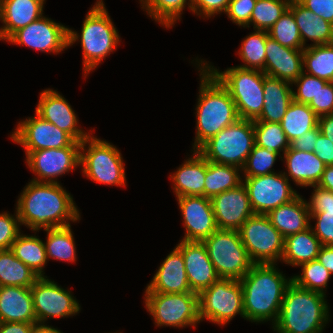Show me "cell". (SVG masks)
<instances>
[{"mask_svg":"<svg viewBox=\"0 0 333 333\" xmlns=\"http://www.w3.org/2000/svg\"><path fill=\"white\" fill-rule=\"evenodd\" d=\"M16 210L21 225L32 231L69 226V220H80L73 197L59 182L30 181L17 200Z\"/></svg>","mask_w":333,"mask_h":333,"instance_id":"1","label":"cell"},{"mask_svg":"<svg viewBox=\"0 0 333 333\" xmlns=\"http://www.w3.org/2000/svg\"><path fill=\"white\" fill-rule=\"evenodd\" d=\"M275 263L253 264L240 279L245 319L251 322L277 321L287 286L286 277Z\"/></svg>","mask_w":333,"mask_h":333,"instance_id":"2","label":"cell"},{"mask_svg":"<svg viewBox=\"0 0 333 333\" xmlns=\"http://www.w3.org/2000/svg\"><path fill=\"white\" fill-rule=\"evenodd\" d=\"M200 66V89L196 105V137L193 145L197 151L206 141L239 118L235 103L228 90L202 64Z\"/></svg>","mask_w":333,"mask_h":333,"instance_id":"3","label":"cell"},{"mask_svg":"<svg viewBox=\"0 0 333 333\" xmlns=\"http://www.w3.org/2000/svg\"><path fill=\"white\" fill-rule=\"evenodd\" d=\"M325 295L298 287L293 281L287 286L277 321L276 333H322L329 320Z\"/></svg>","mask_w":333,"mask_h":333,"instance_id":"4","label":"cell"},{"mask_svg":"<svg viewBox=\"0 0 333 333\" xmlns=\"http://www.w3.org/2000/svg\"><path fill=\"white\" fill-rule=\"evenodd\" d=\"M79 39L83 50V72L86 77L108 54L116 50L120 42L118 30L114 27L103 0H97L87 12L80 35L68 28V46Z\"/></svg>","mask_w":333,"mask_h":333,"instance_id":"5","label":"cell"},{"mask_svg":"<svg viewBox=\"0 0 333 333\" xmlns=\"http://www.w3.org/2000/svg\"><path fill=\"white\" fill-rule=\"evenodd\" d=\"M200 63L228 90L240 119L254 121L260 116L264 106L263 71L236 66L220 72L206 61Z\"/></svg>","mask_w":333,"mask_h":333,"instance_id":"6","label":"cell"},{"mask_svg":"<svg viewBox=\"0 0 333 333\" xmlns=\"http://www.w3.org/2000/svg\"><path fill=\"white\" fill-rule=\"evenodd\" d=\"M255 145L252 120L238 119L197 151L209 162L242 168Z\"/></svg>","mask_w":333,"mask_h":333,"instance_id":"7","label":"cell"},{"mask_svg":"<svg viewBox=\"0 0 333 333\" xmlns=\"http://www.w3.org/2000/svg\"><path fill=\"white\" fill-rule=\"evenodd\" d=\"M90 134L81 142L80 165L83 174L99 184L126 186L125 167L120 151L106 140Z\"/></svg>","mask_w":333,"mask_h":333,"instance_id":"8","label":"cell"},{"mask_svg":"<svg viewBox=\"0 0 333 333\" xmlns=\"http://www.w3.org/2000/svg\"><path fill=\"white\" fill-rule=\"evenodd\" d=\"M202 242L220 278L240 280L254 264L237 230L217 229Z\"/></svg>","mask_w":333,"mask_h":333,"instance_id":"9","label":"cell"},{"mask_svg":"<svg viewBox=\"0 0 333 333\" xmlns=\"http://www.w3.org/2000/svg\"><path fill=\"white\" fill-rule=\"evenodd\" d=\"M144 300L156 326L196 328V324L201 321L198 293L145 292Z\"/></svg>","mask_w":333,"mask_h":333,"instance_id":"10","label":"cell"},{"mask_svg":"<svg viewBox=\"0 0 333 333\" xmlns=\"http://www.w3.org/2000/svg\"><path fill=\"white\" fill-rule=\"evenodd\" d=\"M200 320L225 325L239 314L245 319L243 292L239 280L219 278L199 294Z\"/></svg>","mask_w":333,"mask_h":333,"instance_id":"11","label":"cell"},{"mask_svg":"<svg viewBox=\"0 0 333 333\" xmlns=\"http://www.w3.org/2000/svg\"><path fill=\"white\" fill-rule=\"evenodd\" d=\"M238 231L248 256L254 264L281 261L285 238L271 224L267 215H252Z\"/></svg>","mask_w":333,"mask_h":333,"instance_id":"12","label":"cell"},{"mask_svg":"<svg viewBox=\"0 0 333 333\" xmlns=\"http://www.w3.org/2000/svg\"><path fill=\"white\" fill-rule=\"evenodd\" d=\"M243 179L242 183L255 214L267 215L271 210L292 201L299 195L283 172L243 177Z\"/></svg>","mask_w":333,"mask_h":333,"instance_id":"13","label":"cell"},{"mask_svg":"<svg viewBox=\"0 0 333 333\" xmlns=\"http://www.w3.org/2000/svg\"><path fill=\"white\" fill-rule=\"evenodd\" d=\"M30 289L37 324H45L48 318L74 316L80 311L81 307L71 291L46 276L39 277Z\"/></svg>","mask_w":333,"mask_h":333,"instance_id":"14","label":"cell"},{"mask_svg":"<svg viewBox=\"0 0 333 333\" xmlns=\"http://www.w3.org/2000/svg\"><path fill=\"white\" fill-rule=\"evenodd\" d=\"M80 148L81 142L74 141L70 146L60 149L49 148L29 152L25 155L26 163L37 176L31 181L58 182L56 178L80 165Z\"/></svg>","mask_w":333,"mask_h":333,"instance_id":"15","label":"cell"},{"mask_svg":"<svg viewBox=\"0 0 333 333\" xmlns=\"http://www.w3.org/2000/svg\"><path fill=\"white\" fill-rule=\"evenodd\" d=\"M14 130L11 139L23 146L26 155L31 151L68 147L75 141L68 133L37 114L19 122Z\"/></svg>","mask_w":333,"mask_h":333,"instance_id":"16","label":"cell"},{"mask_svg":"<svg viewBox=\"0 0 333 333\" xmlns=\"http://www.w3.org/2000/svg\"><path fill=\"white\" fill-rule=\"evenodd\" d=\"M9 43L24 45L41 52L60 53L68 46V27L42 16L16 31Z\"/></svg>","mask_w":333,"mask_h":333,"instance_id":"17","label":"cell"},{"mask_svg":"<svg viewBox=\"0 0 333 333\" xmlns=\"http://www.w3.org/2000/svg\"><path fill=\"white\" fill-rule=\"evenodd\" d=\"M177 201L186 231L182 240L202 242L218 229L210 198L182 196Z\"/></svg>","mask_w":333,"mask_h":333,"instance_id":"18","label":"cell"},{"mask_svg":"<svg viewBox=\"0 0 333 333\" xmlns=\"http://www.w3.org/2000/svg\"><path fill=\"white\" fill-rule=\"evenodd\" d=\"M211 203L218 229L238 231L242 224L255 214L243 183L215 195L211 198Z\"/></svg>","mask_w":333,"mask_h":333,"instance_id":"19","label":"cell"},{"mask_svg":"<svg viewBox=\"0 0 333 333\" xmlns=\"http://www.w3.org/2000/svg\"><path fill=\"white\" fill-rule=\"evenodd\" d=\"M39 98L35 114L65 131L77 142H82L89 135L90 132L79 128L77 116L68 100L56 90L46 89Z\"/></svg>","mask_w":333,"mask_h":333,"instance_id":"20","label":"cell"},{"mask_svg":"<svg viewBox=\"0 0 333 333\" xmlns=\"http://www.w3.org/2000/svg\"><path fill=\"white\" fill-rule=\"evenodd\" d=\"M176 247L182 252L188 283L193 292L199 294L220 278L203 242L181 240Z\"/></svg>","mask_w":333,"mask_h":333,"instance_id":"21","label":"cell"},{"mask_svg":"<svg viewBox=\"0 0 333 333\" xmlns=\"http://www.w3.org/2000/svg\"><path fill=\"white\" fill-rule=\"evenodd\" d=\"M266 59L263 73L267 76L293 83L304 71L303 49L282 46L268 37L266 39Z\"/></svg>","mask_w":333,"mask_h":333,"instance_id":"22","label":"cell"},{"mask_svg":"<svg viewBox=\"0 0 333 333\" xmlns=\"http://www.w3.org/2000/svg\"><path fill=\"white\" fill-rule=\"evenodd\" d=\"M45 0H0V40L7 41L16 31L43 16Z\"/></svg>","mask_w":333,"mask_h":333,"instance_id":"23","label":"cell"},{"mask_svg":"<svg viewBox=\"0 0 333 333\" xmlns=\"http://www.w3.org/2000/svg\"><path fill=\"white\" fill-rule=\"evenodd\" d=\"M145 292H193L188 283L182 252L177 247L161 263Z\"/></svg>","mask_w":333,"mask_h":333,"instance_id":"24","label":"cell"},{"mask_svg":"<svg viewBox=\"0 0 333 333\" xmlns=\"http://www.w3.org/2000/svg\"><path fill=\"white\" fill-rule=\"evenodd\" d=\"M0 322L37 323L30 287L0 286Z\"/></svg>","mask_w":333,"mask_h":333,"instance_id":"25","label":"cell"},{"mask_svg":"<svg viewBox=\"0 0 333 333\" xmlns=\"http://www.w3.org/2000/svg\"><path fill=\"white\" fill-rule=\"evenodd\" d=\"M283 159L288 171L287 173L283 172V174L287 178L291 177L296 185L310 187L320 182L325 164L314 152H305L289 147L283 154Z\"/></svg>","mask_w":333,"mask_h":333,"instance_id":"26","label":"cell"},{"mask_svg":"<svg viewBox=\"0 0 333 333\" xmlns=\"http://www.w3.org/2000/svg\"><path fill=\"white\" fill-rule=\"evenodd\" d=\"M191 157L169 177L176 197H205L206 159L198 151H193Z\"/></svg>","mask_w":333,"mask_h":333,"instance_id":"27","label":"cell"},{"mask_svg":"<svg viewBox=\"0 0 333 333\" xmlns=\"http://www.w3.org/2000/svg\"><path fill=\"white\" fill-rule=\"evenodd\" d=\"M292 83L267 76L264 73V106L256 121L281 123L293 101Z\"/></svg>","mask_w":333,"mask_h":333,"instance_id":"28","label":"cell"},{"mask_svg":"<svg viewBox=\"0 0 333 333\" xmlns=\"http://www.w3.org/2000/svg\"><path fill=\"white\" fill-rule=\"evenodd\" d=\"M267 217L284 238L312 226L307 201L301 195L271 210Z\"/></svg>","mask_w":333,"mask_h":333,"instance_id":"29","label":"cell"},{"mask_svg":"<svg viewBox=\"0 0 333 333\" xmlns=\"http://www.w3.org/2000/svg\"><path fill=\"white\" fill-rule=\"evenodd\" d=\"M289 9L293 12L305 48L307 39L313 41L312 46L333 43V24L315 15L299 1H291Z\"/></svg>","mask_w":333,"mask_h":333,"instance_id":"30","label":"cell"},{"mask_svg":"<svg viewBox=\"0 0 333 333\" xmlns=\"http://www.w3.org/2000/svg\"><path fill=\"white\" fill-rule=\"evenodd\" d=\"M322 247L320 240L314 235L312 227L285 238L282 261L288 265L300 266L317 259Z\"/></svg>","mask_w":333,"mask_h":333,"instance_id":"31","label":"cell"},{"mask_svg":"<svg viewBox=\"0 0 333 333\" xmlns=\"http://www.w3.org/2000/svg\"><path fill=\"white\" fill-rule=\"evenodd\" d=\"M10 250L15 257L27 265L39 277H44L43 269L47 264L44 242L37 236L19 234Z\"/></svg>","mask_w":333,"mask_h":333,"instance_id":"32","label":"cell"},{"mask_svg":"<svg viewBox=\"0 0 333 333\" xmlns=\"http://www.w3.org/2000/svg\"><path fill=\"white\" fill-rule=\"evenodd\" d=\"M289 142L318 126V116L308 104L292 101L281 121Z\"/></svg>","mask_w":333,"mask_h":333,"instance_id":"33","label":"cell"},{"mask_svg":"<svg viewBox=\"0 0 333 333\" xmlns=\"http://www.w3.org/2000/svg\"><path fill=\"white\" fill-rule=\"evenodd\" d=\"M239 171L242 172L241 168L206 160L205 197L211 199L242 184L243 176H240Z\"/></svg>","mask_w":333,"mask_h":333,"instance_id":"34","label":"cell"},{"mask_svg":"<svg viewBox=\"0 0 333 333\" xmlns=\"http://www.w3.org/2000/svg\"><path fill=\"white\" fill-rule=\"evenodd\" d=\"M38 278L10 249L0 250V286L31 287Z\"/></svg>","mask_w":333,"mask_h":333,"instance_id":"35","label":"cell"},{"mask_svg":"<svg viewBox=\"0 0 333 333\" xmlns=\"http://www.w3.org/2000/svg\"><path fill=\"white\" fill-rule=\"evenodd\" d=\"M308 75L333 82V43L308 45L303 49V67Z\"/></svg>","mask_w":333,"mask_h":333,"instance_id":"36","label":"cell"},{"mask_svg":"<svg viewBox=\"0 0 333 333\" xmlns=\"http://www.w3.org/2000/svg\"><path fill=\"white\" fill-rule=\"evenodd\" d=\"M44 231L47 232V239L44 242L47 260L53 258L65 262L76 261V247L71 225L44 229Z\"/></svg>","mask_w":333,"mask_h":333,"instance_id":"37","label":"cell"},{"mask_svg":"<svg viewBox=\"0 0 333 333\" xmlns=\"http://www.w3.org/2000/svg\"><path fill=\"white\" fill-rule=\"evenodd\" d=\"M142 9H146L149 17L155 19L165 28H171L177 20L181 19L186 4L192 9L191 0H139ZM188 1V2H187Z\"/></svg>","mask_w":333,"mask_h":333,"instance_id":"38","label":"cell"},{"mask_svg":"<svg viewBox=\"0 0 333 333\" xmlns=\"http://www.w3.org/2000/svg\"><path fill=\"white\" fill-rule=\"evenodd\" d=\"M268 33L265 30H255L241 42L239 56L244 65L238 67L244 69H256L264 71L266 59V39Z\"/></svg>","mask_w":333,"mask_h":333,"instance_id":"39","label":"cell"},{"mask_svg":"<svg viewBox=\"0 0 333 333\" xmlns=\"http://www.w3.org/2000/svg\"><path fill=\"white\" fill-rule=\"evenodd\" d=\"M255 145L283 154L290 147V142L282 129L281 123L253 121Z\"/></svg>","mask_w":333,"mask_h":333,"instance_id":"40","label":"cell"},{"mask_svg":"<svg viewBox=\"0 0 333 333\" xmlns=\"http://www.w3.org/2000/svg\"><path fill=\"white\" fill-rule=\"evenodd\" d=\"M290 0H257L251 14L254 30L268 31L287 11Z\"/></svg>","mask_w":333,"mask_h":333,"instance_id":"41","label":"cell"},{"mask_svg":"<svg viewBox=\"0 0 333 333\" xmlns=\"http://www.w3.org/2000/svg\"><path fill=\"white\" fill-rule=\"evenodd\" d=\"M268 36L279 44L292 49H304L293 12L288 8L280 19L267 31Z\"/></svg>","mask_w":333,"mask_h":333,"instance_id":"42","label":"cell"},{"mask_svg":"<svg viewBox=\"0 0 333 333\" xmlns=\"http://www.w3.org/2000/svg\"><path fill=\"white\" fill-rule=\"evenodd\" d=\"M302 274L295 275L292 281L301 288L326 295L324 289L331 277V273L316 259L300 265Z\"/></svg>","mask_w":333,"mask_h":333,"instance_id":"43","label":"cell"},{"mask_svg":"<svg viewBox=\"0 0 333 333\" xmlns=\"http://www.w3.org/2000/svg\"><path fill=\"white\" fill-rule=\"evenodd\" d=\"M278 156L282 159L281 154L254 145L244 166L241 168L244 172V177L264 176L266 174L274 173V171H271L274 169L271 168Z\"/></svg>","mask_w":333,"mask_h":333,"instance_id":"44","label":"cell"},{"mask_svg":"<svg viewBox=\"0 0 333 333\" xmlns=\"http://www.w3.org/2000/svg\"><path fill=\"white\" fill-rule=\"evenodd\" d=\"M327 81L318 77L306 74L305 71L293 83L297 86V92L293 90V100L299 103L308 104L319 90V84H326ZM297 84V85H296Z\"/></svg>","mask_w":333,"mask_h":333,"instance_id":"45","label":"cell"},{"mask_svg":"<svg viewBox=\"0 0 333 333\" xmlns=\"http://www.w3.org/2000/svg\"><path fill=\"white\" fill-rule=\"evenodd\" d=\"M15 214L13 216L8 212H2L0 214V250L10 249L11 245L21 233L19 228L21 224L17 210Z\"/></svg>","mask_w":333,"mask_h":333,"instance_id":"46","label":"cell"},{"mask_svg":"<svg viewBox=\"0 0 333 333\" xmlns=\"http://www.w3.org/2000/svg\"><path fill=\"white\" fill-rule=\"evenodd\" d=\"M310 219H316L312 230L322 245L333 246V209L312 213Z\"/></svg>","mask_w":333,"mask_h":333,"instance_id":"47","label":"cell"},{"mask_svg":"<svg viewBox=\"0 0 333 333\" xmlns=\"http://www.w3.org/2000/svg\"><path fill=\"white\" fill-rule=\"evenodd\" d=\"M256 1L257 0H231L225 13L233 23L249 28L251 14Z\"/></svg>","mask_w":333,"mask_h":333,"instance_id":"48","label":"cell"},{"mask_svg":"<svg viewBox=\"0 0 333 333\" xmlns=\"http://www.w3.org/2000/svg\"><path fill=\"white\" fill-rule=\"evenodd\" d=\"M308 106L320 117L333 114V82L319 84V90Z\"/></svg>","mask_w":333,"mask_h":333,"instance_id":"49","label":"cell"},{"mask_svg":"<svg viewBox=\"0 0 333 333\" xmlns=\"http://www.w3.org/2000/svg\"><path fill=\"white\" fill-rule=\"evenodd\" d=\"M231 0H191V11L201 17H212L226 12ZM204 15V16H203Z\"/></svg>","mask_w":333,"mask_h":333,"instance_id":"50","label":"cell"},{"mask_svg":"<svg viewBox=\"0 0 333 333\" xmlns=\"http://www.w3.org/2000/svg\"><path fill=\"white\" fill-rule=\"evenodd\" d=\"M312 187L314 191L310 196V202H307L309 214L333 209V191L325 190L317 185Z\"/></svg>","mask_w":333,"mask_h":333,"instance_id":"51","label":"cell"},{"mask_svg":"<svg viewBox=\"0 0 333 333\" xmlns=\"http://www.w3.org/2000/svg\"><path fill=\"white\" fill-rule=\"evenodd\" d=\"M315 15L333 24V0H299Z\"/></svg>","mask_w":333,"mask_h":333,"instance_id":"52","label":"cell"},{"mask_svg":"<svg viewBox=\"0 0 333 333\" xmlns=\"http://www.w3.org/2000/svg\"><path fill=\"white\" fill-rule=\"evenodd\" d=\"M321 133L319 126L307 131L302 136L295 138L290 142V147L295 150L313 152L318 135Z\"/></svg>","mask_w":333,"mask_h":333,"instance_id":"53","label":"cell"},{"mask_svg":"<svg viewBox=\"0 0 333 333\" xmlns=\"http://www.w3.org/2000/svg\"><path fill=\"white\" fill-rule=\"evenodd\" d=\"M313 152L325 166L333 165V143L321 133L318 135Z\"/></svg>","mask_w":333,"mask_h":333,"instance_id":"54","label":"cell"},{"mask_svg":"<svg viewBox=\"0 0 333 333\" xmlns=\"http://www.w3.org/2000/svg\"><path fill=\"white\" fill-rule=\"evenodd\" d=\"M37 323L0 322V333H33Z\"/></svg>","mask_w":333,"mask_h":333,"instance_id":"55","label":"cell"},{"mask_svg":"<svg viewBox=\"0 0 333 333\" xmlns=\"http://www.w3.org/2000/svg\"><path fill=\"white\" fill-rule=\"evenodd\" d=\"M317 260L333 275V246L322 245Z\"/></svg>","mask_w":333,"mask_h":333,"instance_id":"56","label":"cell"},{"mask_svg":"<svg viewBox=\"0 0 333 333\" xmlns=\"http://www.w3.org/2000/svg\"><path fill=\"white\" fill-rule=\"evenodd\" d=\"M321 134L333 143V114L318 117Z\"/></svg>","mask_w":333,"mask_h":333,"instance_id":"57","label":"cell"},{"mask_svg":"<svg viewBox=\"0 0 333 333\" xmlns=\"http://www.w3.org/2000/svg\"><path fill=\"white\" fill-rule=\"evenodd\" d=\"M317 186L325 190L333 191V165L325 166L322 178Z\"/></svg>","mask_w":333,"mask_h":333,"instance_id":"58","label":"cell"},{"mask_svg":"<svg viewBox=\"0 0 333 333\" xmlns=\"http://www.w3.org/2000/svg\"><path fill=\"white\" fill-rule=\"evenodd\" d=\"M33 333H61V331L49 325L36 324L33 328Z\"/></svg>","mask_w":333,"mask_h":333,"instance_id":"59","label":"cell"}]
</instances>
